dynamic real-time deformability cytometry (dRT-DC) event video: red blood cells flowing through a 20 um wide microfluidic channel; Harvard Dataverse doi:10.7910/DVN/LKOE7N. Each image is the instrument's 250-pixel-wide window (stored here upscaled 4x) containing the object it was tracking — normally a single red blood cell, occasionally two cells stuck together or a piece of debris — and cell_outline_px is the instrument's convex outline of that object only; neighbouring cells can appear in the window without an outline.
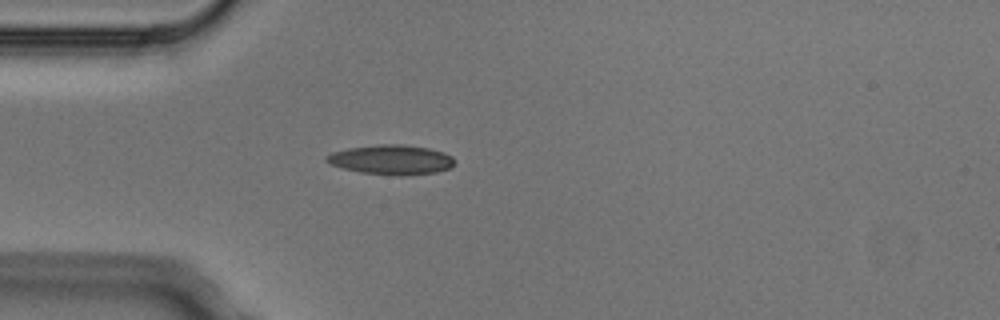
{"species": "Egyptian fruit bat (a non-hibernating species)", "species_latin": "Rousettus aegyptiacus", "temperature_condition": "cold", "stored_images_in_passage": 1, "camera_frame_rate_fps": 3000, "um_per_image_px": 0.085, "animal": {"sex": "male"}, "frame": {"image": 1, "passage_image": 1, "time_ms": 0.0, "image_size_px": [1000, 320], "cell_outline_px": [[456, 164], [448, 168], [436, 172], [400, 176], [360, 172], [344, 168], [332, 164], [324, 160], [324, 156], [332, 152], [348, 148], [380, 144], [400, 144], [428, 148], [444, 152], [452, 156]], "centroid_in_image_um": [33.26, 13.57], "position_along_channel_um": 51.7, "area_um2": 22.08}}